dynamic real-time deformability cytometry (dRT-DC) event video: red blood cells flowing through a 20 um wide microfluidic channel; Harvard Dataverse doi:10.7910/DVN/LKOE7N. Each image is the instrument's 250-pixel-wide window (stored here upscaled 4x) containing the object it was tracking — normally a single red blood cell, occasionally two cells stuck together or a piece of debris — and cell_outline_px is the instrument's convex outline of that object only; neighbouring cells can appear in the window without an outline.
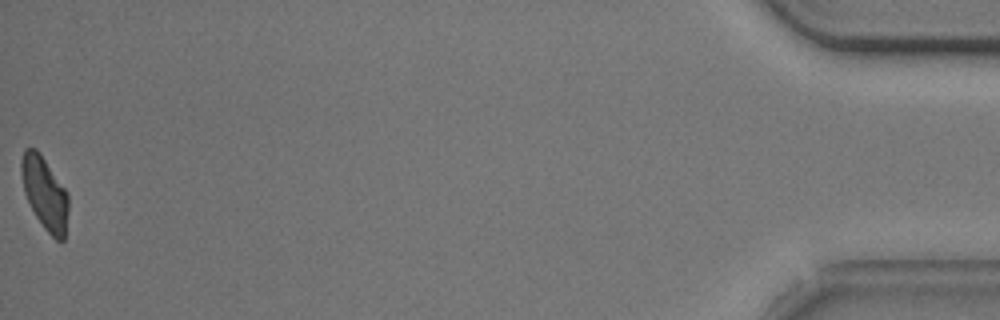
{"species": "common noctule bat (a hibernating species)", "species_latin": "Nyctalus noctula", "temperature_condition": "cold", "stored_images_in_passage": 40, "camera_frame_rate_fps": 3000, "um_per_image_px": 0.085, "animal": {"sex": "male", "body_mass_g": 20.5, "forearm_length_mm": 52.5}, "frame": {"image": 1, "passage_image": 39, "time_ms": 12.667, "image_size_px": [1000, 320], "cell_outline_px": [[68, 212], [64, 240], [56, 240], [44, 228], [36, 216], [24, 192], [20, 172], [20, 160], [24, 148], [36, 148], [40, 152], [68, 192]], "centroid_in_image_um": [3.8, 16.38], "position_along_channel_um": 431.4, "area_um2": 20.06}}